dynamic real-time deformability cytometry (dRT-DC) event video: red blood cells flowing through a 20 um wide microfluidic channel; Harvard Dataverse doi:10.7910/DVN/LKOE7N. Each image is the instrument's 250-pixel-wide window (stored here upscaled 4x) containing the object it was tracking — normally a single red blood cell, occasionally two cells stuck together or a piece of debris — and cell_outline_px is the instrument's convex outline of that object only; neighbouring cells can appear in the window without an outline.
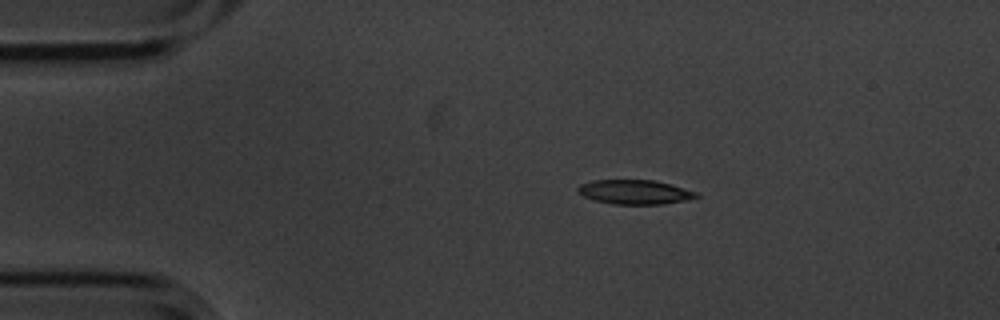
{"species": "common noctule bat (a hibernating species)", "species_latin": "Nyctalus noctula", "temperature_condition": "cold", "stored_images_in_passage": 3, "camera_frame_rate_fps": 3000, "um_per_image_px": 0.085, "animal": {"sex": "male", "body_mass_g": 20.1, "forearm_length_mm": 53.5}, "frame": {"image": 1, "passage_image": 2, "time_ms": 0.333, "image_size_px": [1000, 320], "cell_outline_px": [[700, 196], [688, 200], [664, 204], [612, 204], [596, 200], [584, 196], [576, 192], [576, 188], [580, 184], [592, 180], [656, 180], [696, 192]], "centroid_in_image_um": [53.93, 16.32], "position_along_channel_um": 31.1, "area_um2": 16.82}}